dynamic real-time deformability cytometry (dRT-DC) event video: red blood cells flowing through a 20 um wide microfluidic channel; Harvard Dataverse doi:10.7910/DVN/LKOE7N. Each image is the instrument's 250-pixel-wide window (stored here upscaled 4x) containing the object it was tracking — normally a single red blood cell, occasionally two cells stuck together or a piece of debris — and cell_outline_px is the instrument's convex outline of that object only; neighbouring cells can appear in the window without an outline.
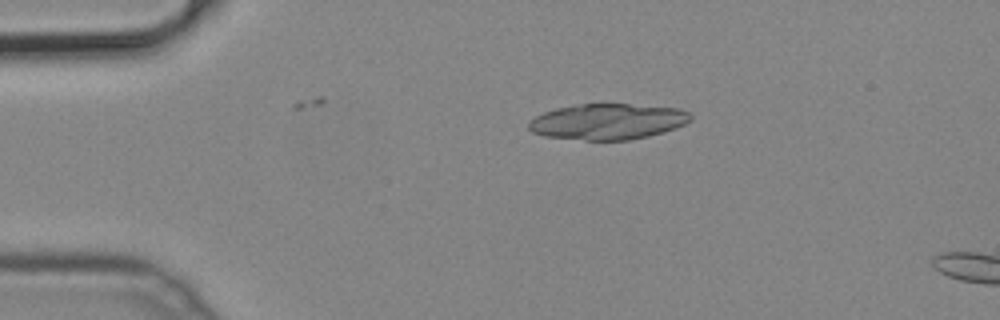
{"species": "common noctule bat (a hibernating species)", "species_latin": "Nyctalus noctula", "temperature_condition": "cold", "stored_images_in_passage": 6, "camera_frame_rate_fps": 3000, "um_per_image_px": 0.085, "animal": {"sex": "male", "body_mass_g": 19.2, "forearm_length_mm": 51.8}, "frame": {"image": 1, "passage_image": 2, "time_ms": 0.333, "image_size_px": [1000, 320], "cell_outline_px": [[692, 120], [676, 128], [664, 132], [648, 136], [628, 140], [584, 140], [544, 136], [532, 132], [528, 128], [528, 124], [536, 116], [544, 112], [556, 108], [576, 104], [628, 104], [680, 108], [688, 112], [692, 116]], "centroid_in_image_um": [51.67, 10.33], "position_along_channel_um": 33.3, "area_um2": 33.87}}